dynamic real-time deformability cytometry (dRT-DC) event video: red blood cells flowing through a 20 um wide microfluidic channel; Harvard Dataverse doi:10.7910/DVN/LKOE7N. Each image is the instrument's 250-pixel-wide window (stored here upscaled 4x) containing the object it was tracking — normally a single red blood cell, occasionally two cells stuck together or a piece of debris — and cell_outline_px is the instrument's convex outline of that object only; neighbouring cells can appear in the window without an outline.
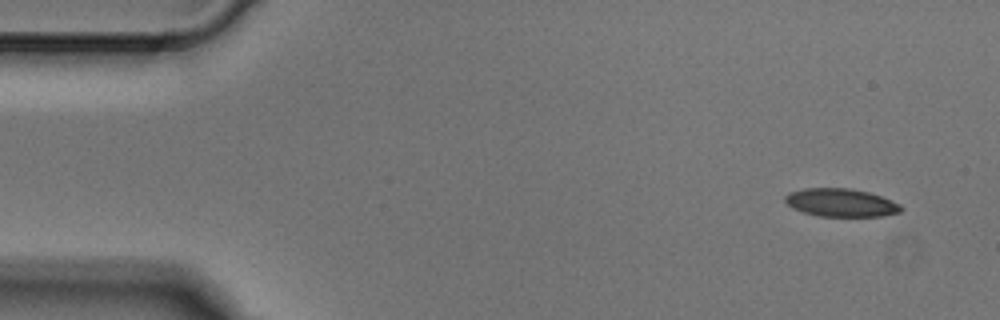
{"species": "Egyptian fruit bat (a non-hibernating species)", "species_latin": "Rousettus aegyptiacus", "temperature_condition": "cold", "stored_images_in_passage": 6, "camera_frame_rate_fps": 3000, "um_per_image_px": 0.085, "animal": {"sex": "male"}, "frame": {"image": 1, "passage_image": 1, "time_ms": 0.0, "image_size_px": [1000, 320], "cell_outline_px": [[904, 208], [900, 212], [884, 216], [820, 216], [804, 212], [792, 208], [784, 200], [784, 196], [788, 192], [804, 188], [852, 188], [868, 192], [880, 196], [900, 204]], "centroid_in_image_um": [71.47, 17.22], "position_along_channel_um": 13.5, "area_um2": 19.02}}
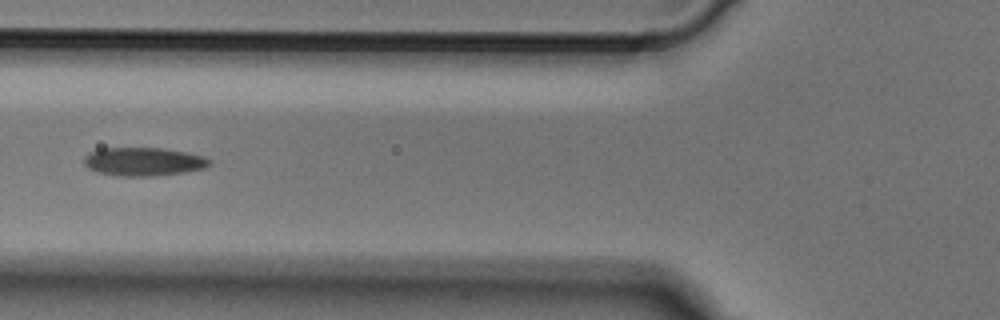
{"frame": {"image": 2, "passage_image": 5, "time_ms": 1.333, "image_size_px": [1000, 320], "cell_outline_px": [[212, 164], [204, 168], [184, 172], [152, 176], [120, 176], [96, 172], [88, 168], [84, 164], [84, 156], [88, 152], [100, 148], [164, 148], [188, 152], [204, 156], [212, 160]], "centroid_in_image_um": [12.2, 13.73], "position_along_channel_um": 113.6, "area_um2": 21.04}}
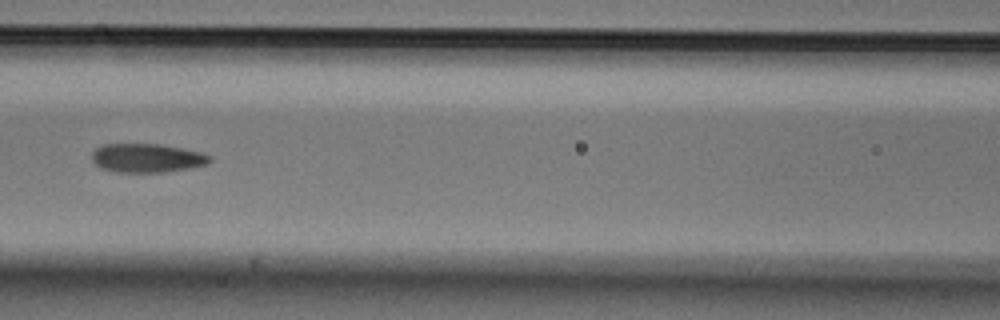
{"frame": {"image": 3, "passage_image": 6, "time_ms": 1.667, "image_size_px": [1000, 320], "cell_outline_px": [[212, 160], [208, 164], [192, 168], [160, 172], [116, 172], [100, 168], [92, 160], [92, 152], [96, 148], [104, 144], [160, 144], [200, 152], [212, 156]], "centroid_in_image_um": [12.5, 13.43], "position_along_channel_um": 154.1, "area_um2": 19.83}}